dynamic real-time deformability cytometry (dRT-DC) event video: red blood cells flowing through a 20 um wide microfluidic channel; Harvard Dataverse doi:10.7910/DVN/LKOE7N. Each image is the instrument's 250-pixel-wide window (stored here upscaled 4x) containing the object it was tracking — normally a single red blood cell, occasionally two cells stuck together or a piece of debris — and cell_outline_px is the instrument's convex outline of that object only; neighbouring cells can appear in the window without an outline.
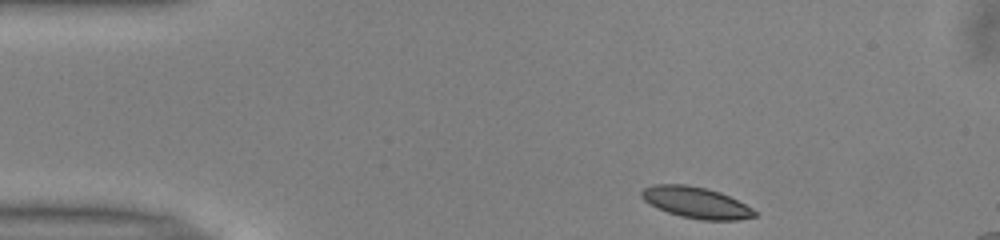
{"species": "common noctule bat (a hibernating species)", "species_latin": "Nyctalus noctula", "temperature_condition": "warm", "stored_images_in_passage": 43, "camera_frame_rate_fps": 3000, "um_per_image_px": 0.085, "animal": {"sex": "male", "body_mass_g": 13.0, "forearm_length_mm": 53.1}, "frame": {"image": 1, "passage_image": 1, "time_ms": 0.0, "image_size_px": [1000, 240], "cell_outline_px": [[756, 216], [736, 220], [700, 220], [680, 216], [656, 208], [644, 200], [640, 196], [640, 192], [644, 188], [652, 184], [688, 184], [708, 188], [720, 192], [752, 208], [756, 212]], "centroid_in_image_um": [59.12, 17.21], "position_along_channel_um": 25.9, "area_um2": 20.63}}
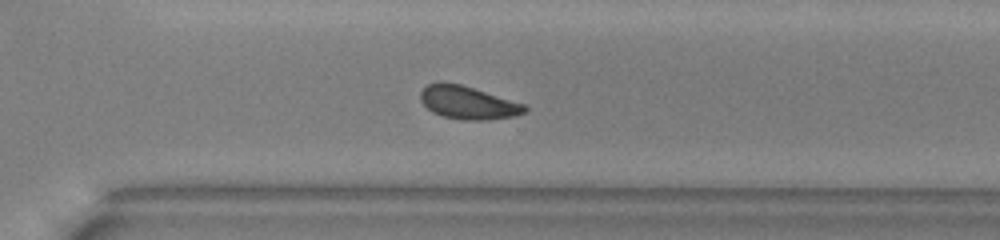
{"frame": {"image": 2, "passage_image": 29, "time_ms": 9.333, "image_size_px": [1000, 240], "cell_outline_px": [[528, 112], [516, 116], [488, 120], [460, 120], [444, 116], [432, 112], [420, 100], [420, 92], [428, 84], [440, 80], [444, 80], [460, 84], [524, 104], [528, 108]], "centroid_in_image_um": [39.77, 8.72], "position_along_channel_um": 330.8, "area_um2": 20.23}}
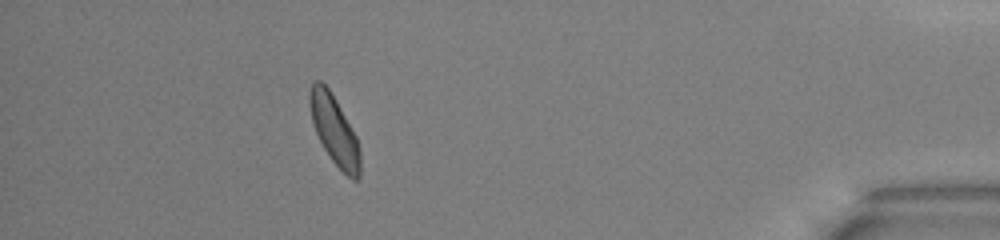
{"frame": {"image": 3, "passage_image": 39, "time_ms": 12.667, "image_size_px": [1000, 240], "cell_outline_px": [[360, 176], [356, 180], [352, 180], [332, 160], [324, 148], [312, 124], [308, 104], [308, 92], [312, 80], [320, 80], [328, 88], [336, 100], [356, 136], [360, 152]], "centroid_in_image_um": [28.38, 11.01], "position_along_channel_um": 406.8, "area_um2": 20.29}}